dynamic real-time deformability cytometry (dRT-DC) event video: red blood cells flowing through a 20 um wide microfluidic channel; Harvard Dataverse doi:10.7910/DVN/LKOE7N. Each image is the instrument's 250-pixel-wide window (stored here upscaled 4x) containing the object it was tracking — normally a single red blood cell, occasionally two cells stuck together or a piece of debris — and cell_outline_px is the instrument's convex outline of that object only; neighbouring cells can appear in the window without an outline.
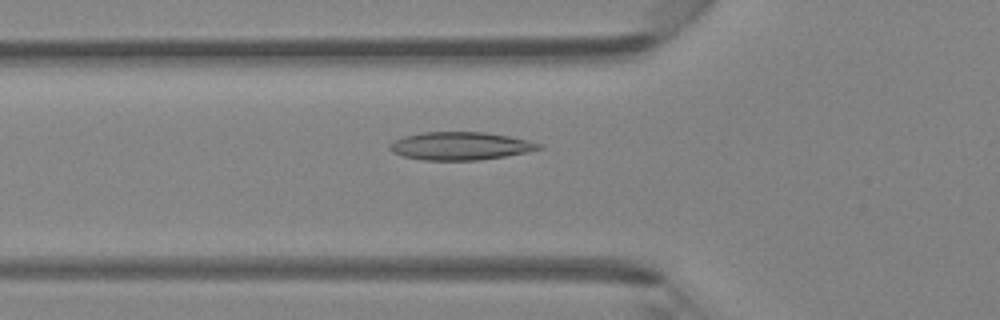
{"species": "Egyptian fruit bat (a non-hibernating species)", "species_latin": "Rousettus aegyptiacus", "temperature_condition": "room temperature", "stored_images_in_passage": 44, "camera_frame_rate_fps": 3000, "um_per_image_px": 0.085, "animal": {"sex": "female"}, "frame": {"image": 1, "passage_image": 16, "time_ms": 5.0, "image_size_px": [1000, 320], "cell_outline_px": [[544, 148], [504, 156], [476, 160], [424, 160], [404, 156], [392, 152], [388, 148], [388, 144], [404, 136], [424, 132], [484, 132], [508, 136], [544, 144]], "centroid_in_image_um": [39.11, 12.4], "position_along_channel_um": 86.7, "area_um2": 24.1}}
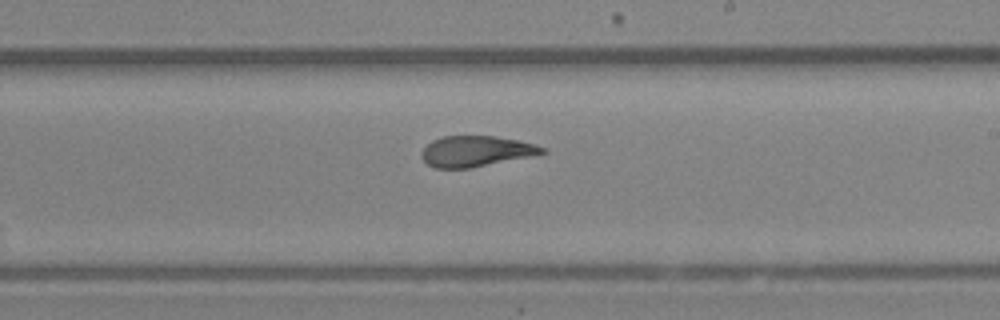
{"frame": {"image": 2, "passage_image": 27, "time_ms": 8.667, "image_size_px": [1000, 320], "cell_outline_px": [[548, 152], [472, 168], [436, 168], [428, 164], [420, 156], [420, 152], [432, 140], [444, 136], [496, 136], [516, 140], [548, 148]], "centroid_in_image_um": [40.44, 12.85], "position_along_channel_um": 248.6, "area_um2": 21.44}}
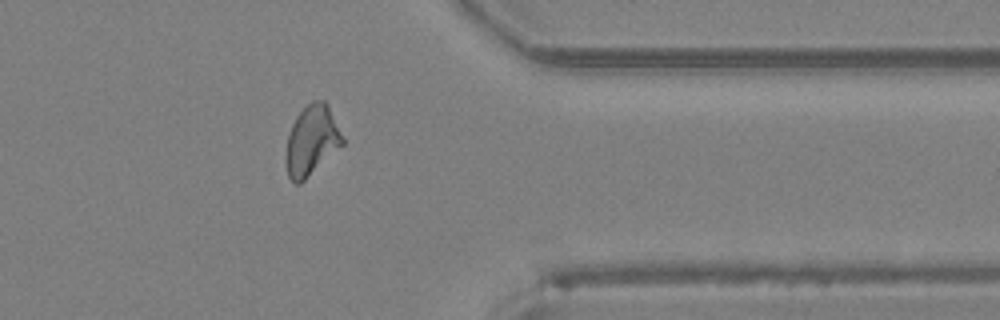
{"frame": {"image": 3, "passage_image": 37, "time_ms": 12.0, "image_size_px": [1000, 320], "cell_outline_px": [[344, 144], [300, 184], [292, 184], [288, 176], [284, 160], [284, 152], [288, 136], [292, 124], [296, 116], [312, 100], [324, 100], [328, 104], [344, 140]], "centroid_in_image_um": [26.46, 11.97], "position_along_channel_um": 384.9, "area_um2": 23.24}}